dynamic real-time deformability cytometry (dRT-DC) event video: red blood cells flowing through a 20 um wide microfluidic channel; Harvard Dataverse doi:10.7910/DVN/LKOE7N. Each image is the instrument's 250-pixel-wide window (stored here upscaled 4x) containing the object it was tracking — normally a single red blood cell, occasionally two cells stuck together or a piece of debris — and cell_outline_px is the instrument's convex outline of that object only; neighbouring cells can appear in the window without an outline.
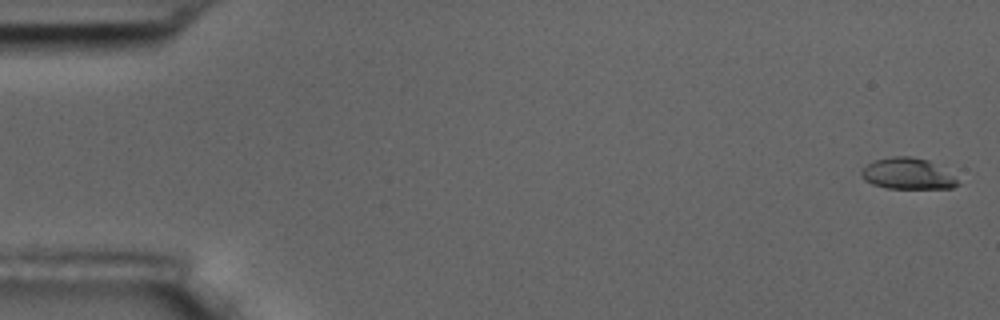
{"species": "common noctule bat (a hibernating species)", "species_latin": "Nyctalus noctula", "temperature_condition": "room temperature", "stored_images_in_passage": 15, "camera_frame_rate_fps": 3000, "um_per_image_px": 0.085, "animal": {"sex": "male", "body_mass_g": 17.5, "forearm_length_mm": 52.3}, "frame": {"image": 1, "passage_image": 1, "time_ms": 0.0, "image_size_px": [1000, 320], "cell_outline_px": [[960, 184], [952, 188], [888, 188], [872, 184], [864, 180], [860, 176], [860, 172], [868, 164], [876, 160], [892, 156], [912, 156], [928, 160], [952, 176]], "centroid_in_image_um": [77.09, 14.77], "position_along_channel_um": 7.9, "area_um2": 17.17}}
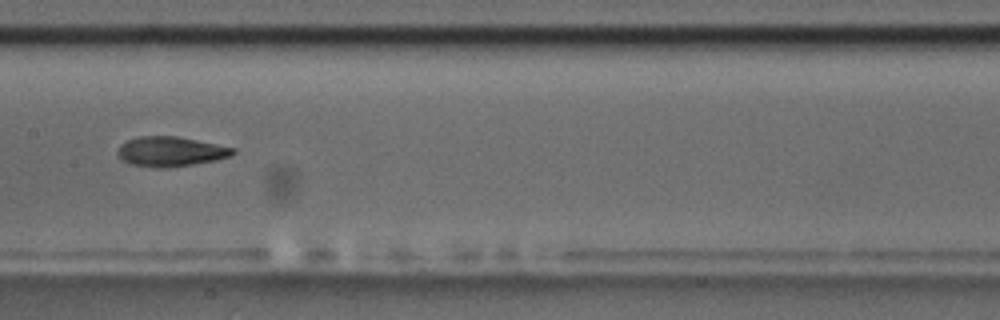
{"frame": {"image": 2, "passage_image": 8, "time_ms": 9.333, "image_size_px": [1000, 320], "cell_outline_px": [[236, 152], [232, 156], [216, 160], [168, 168], [156, 168], [128, 164], [120, 160], [120, 144], [128, 140], [140, 136], [176, 136], [236, 148]], "centroid_in_image_um": [14.52, 12.89], "position_along_channel_um": 192.9, "area_um2": 20.0}}
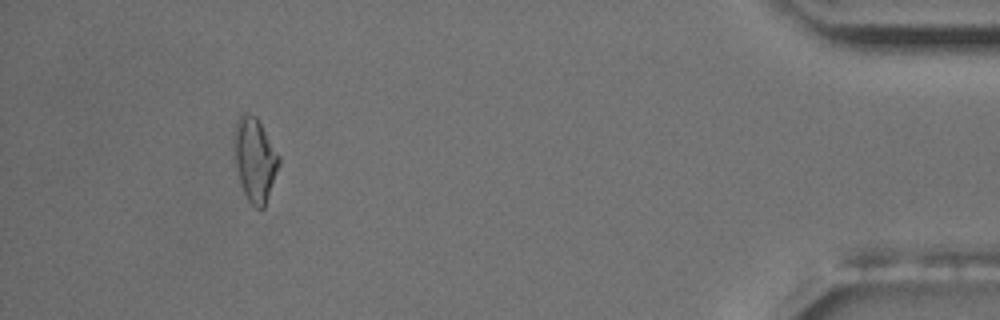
{"frame": {"image": 3, "passage_image": 14, "time_ms": 17.333, "image_size_px": [1000, 320], "cell_outline_px": [[280, 164], [264, 208], [256, 208], [248, 200], [240, 184], [236, 168], [232, 144], [236, 120], [244, 112], [256, 116], [280, 156]], "centroid_in_image_um": [21.64, 13.54], "position_along_channel_um": 413.6, "area_um2": 22.02}, "authors_computed_cell_mechanics": {"area_um2": 19.5364, "velocity_mm_per_s": 3.5394, "shape_relaxation_time_tau1_ms": 4.4306, "shape_relaxation_time_tau2_ms": 1.6623, "deformation_change_tau1": 0.1386, "deformation_change_tau2": 0.0609}}